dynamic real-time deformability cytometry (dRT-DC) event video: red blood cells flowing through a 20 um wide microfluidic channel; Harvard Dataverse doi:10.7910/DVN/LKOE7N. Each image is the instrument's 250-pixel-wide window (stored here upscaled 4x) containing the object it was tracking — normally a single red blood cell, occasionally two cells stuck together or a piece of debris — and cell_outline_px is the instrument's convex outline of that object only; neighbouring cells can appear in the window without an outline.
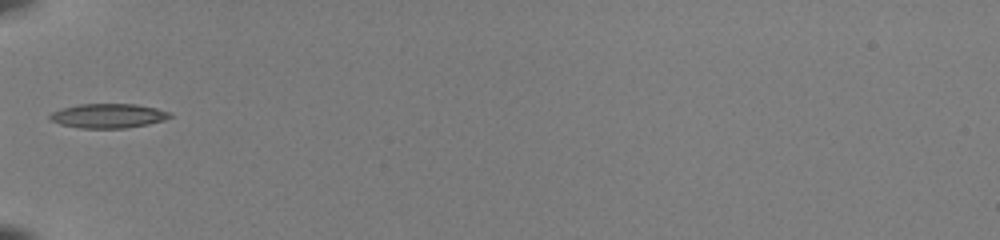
{"species": "common noctule bat (a hibernating species)", "species_latin": "Nyctalus noctula", "temperature_condition": "room temperature", "stored_images_in_passage": 32, "camera_frame_rate_fps": 3000, "um_per_image_px": 0.085, "animal": {"sex": "female", "body_mass_g": 22.0, "forearm_length_mm": 56.7}, "frame": {"image": 1, "passage_image": 1, "time_ms": 0.0, "image_size_px": [1000, 240], "cell_outline_px": [[172, 116], [164, 120], [148, 124], [124, 128], [80, 128], [60, 124], [52, 120], [48, 116], [52, 112], [60, 108], [80, 104], [136, 104], [156, 108], [172, 112]], "centroid_in_image_um": [9.21, 9.84], "position_along_channel_um": 75.8, "area_um2": 17.05}, "authors_computed_cell_mechanics": {"area_um2": 15.9817, "velocity_mm_per_s": 4.113, "shape_relaxation_time_tau1_ms": null, "shape_relaxation_time_tau2_ms": 2.118, "deformation_change_tau1": null, "deformation_change_tau2": 0.0899}}